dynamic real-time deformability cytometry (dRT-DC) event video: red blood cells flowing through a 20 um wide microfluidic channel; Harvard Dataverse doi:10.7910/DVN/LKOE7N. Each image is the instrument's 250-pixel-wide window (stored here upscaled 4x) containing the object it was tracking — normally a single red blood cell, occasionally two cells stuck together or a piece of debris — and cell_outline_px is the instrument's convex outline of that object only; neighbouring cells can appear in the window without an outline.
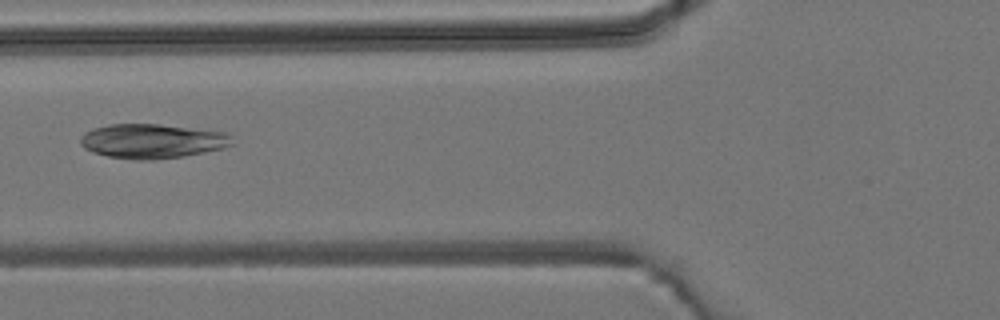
{"species": "common noctule bat (a hibernating species)", "species_latin": "Nyctalus noctula", "temperature_condition": "room temperature", "stored_images_in_passage": 3, "camera_frame_rate_fps": 3000, "um_per_image_px": 0.085, "animal": {"sex": "male", "body_mass_g": 19.2, "forearm_length_mm": 51.8}, "frame": {"image": 1, "passage_image": 2, "time_ms": 1.0, "image_size_px": [1000, 320], "cell_outline_px": [[232, 144], [220, 148], [204, 152], [184, 156], [152, 160], [136, 160], [108, 156], [92, 152], [84, 148], [80, 144], [80, 136], [84, 132], [92, 128], [108, 124], [160, 124], [228, 132], [232, 136]], "centroid_in_image_um": [12.91, 11.98], "position_along_channel_um": 112.9, "area_um2": 30.63}}
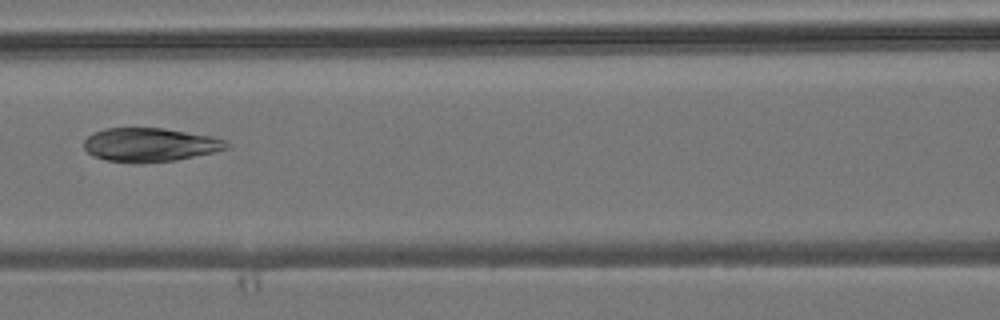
{"frame": {"image": 2, "passage_image": 3, "time_ms": 2.0, "image_size_px": [1000, 320], "cell_outline_px": [[232, 144], [228, 148], [212, 152], [176, 160], [140, 164], [132, 164], [108, 160], [92, 156], [84, 148], [84, 140], [92, 132], [104, 128], [164, 128], [212, 136], [224, 140]], "centroid_in_image_um": [12.72, 12.31], "position_along_channel_um": 153.9, "area_um2": 28.32}}